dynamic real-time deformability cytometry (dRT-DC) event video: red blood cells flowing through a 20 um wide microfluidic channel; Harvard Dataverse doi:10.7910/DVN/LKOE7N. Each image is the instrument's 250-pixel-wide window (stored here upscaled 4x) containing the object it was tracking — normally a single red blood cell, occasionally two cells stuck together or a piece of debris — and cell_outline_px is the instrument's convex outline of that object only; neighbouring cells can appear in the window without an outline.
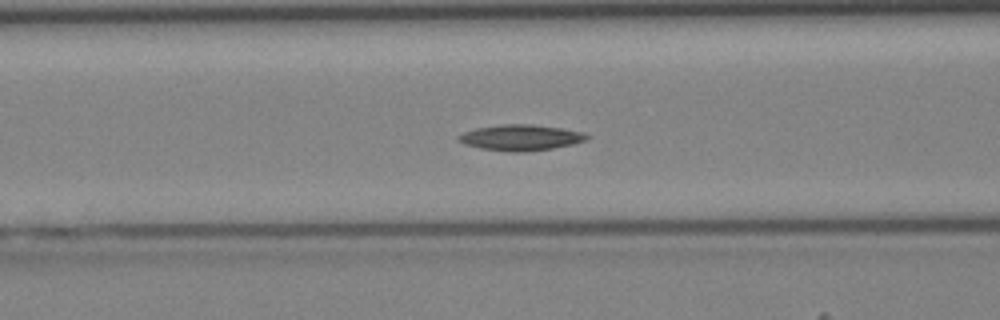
{"species": "Egyptian fruit bat (a non-hibernating species)", "species_latin": "Rousettus aegyptiacus", "temperature_condition": "cold", "stored_images_in_passage": 44, "segment_of_instrument_passage": [1, 2], "camera_frame_rate_fps": 3000, "um_per_image_px": 0.085, "animal": {"sex": "female"}, "frame": {"image": 1, "passage_image": 17, "time_ms": 5.333, "image_size_px": [1000, 320], "cell_outline_px": [[592, 136], [588, 140], [572, 144], [552, 148], [520, 152], [508, 152], [480, 148], [464, 144], [456, 140], [456, 136], [464, 132], [476, 128], [500, 124], [532, 124], [560, 128], [584, 132]], "centroid_in_image_um": [44.25, 11.69], "position_along_channel_um": 122.3, "area_um2": 19.48}}
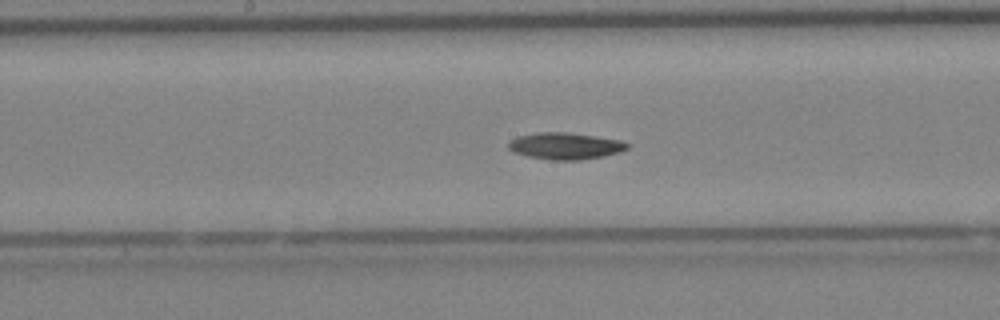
{"frame": {"image": 2, "passage_image": 22, "time_ms": 7.0, "image_size_px": [1000, 320], "cell_outline_px": [[628, 148], [620, 152], [604, 156], [580, 160], [552, 160], [528, 156], [512, 152], [508, 148], [508, 144], [516, 136], [536, 132], [564, 132], [620, 140], [628, 144]], "centroid_in_image_um": [48.01, 12.41], "position_along_channel_um": 200.2, "area_um2": 18.38}}
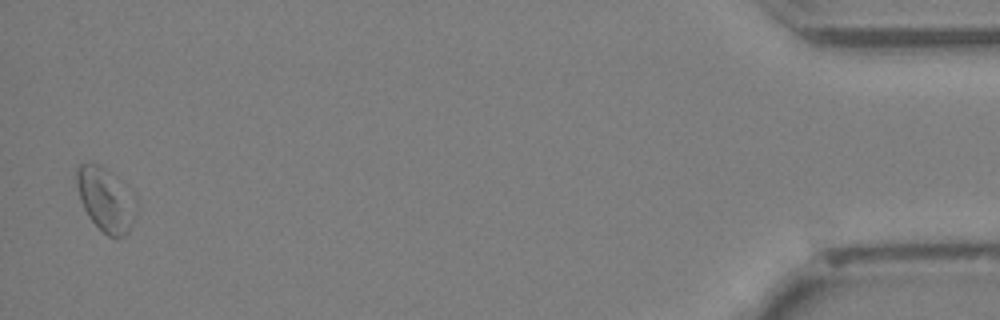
{"frame": {"image": 3, "passage_image": 42, "time_ms": 13.667, "image_size_px": [1000, 320], "cell_outline_px": [[128, 232], [120, 240], [116, 240], [108, 236], [88, 216], [80, 200], [76, 184], [76, 172], [80, 164], [100, 164], [104, 168], [124, 208], [128, 228]], "centroid_in_image_um": [8.61, 17.03], "position_along_channel_um": 426.6, "area_um2": 17.74}}